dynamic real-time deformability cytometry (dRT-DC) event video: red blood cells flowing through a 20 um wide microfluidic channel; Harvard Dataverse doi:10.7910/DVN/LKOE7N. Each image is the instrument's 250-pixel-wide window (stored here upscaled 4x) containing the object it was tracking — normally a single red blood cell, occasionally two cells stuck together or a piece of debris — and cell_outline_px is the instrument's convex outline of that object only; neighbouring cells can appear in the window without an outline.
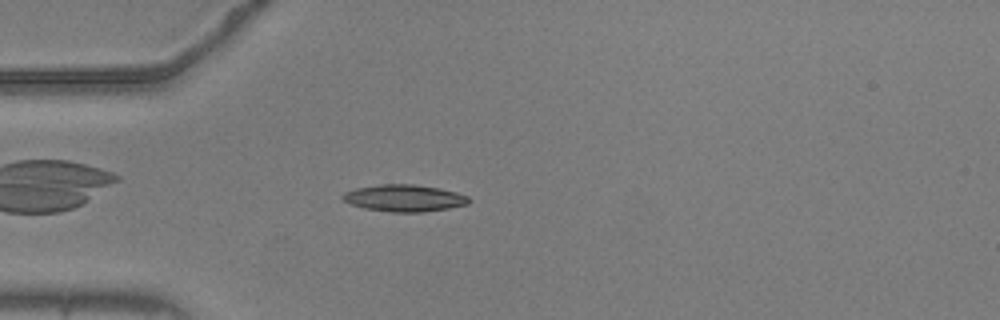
{"species": "common noctule bat (a hibernating species)", "species_latin": "Nyctalus noctula", "temperature_condition": "warm", "stored_images_in_passage": 41, "camera_frame_rate_fps": 3000, "um_per_image_px": 0.085, "animal": {"sex": "male", "body_mass_g": 20.5, "forearm_length_mm": 52.5}, "frame": {"image": 1, "passage_image": 1, "time_ms": 0.0, "image_size_px": [1000, 320], "cell_outline_px": [[472, 200], [468, 204], [448, 208], [424, 212], [392, 212], [364, 208], [352, 204], [344, 200], [340, 196], [344, 192], [356, 188], [380, 184], [412, 184], [440, 188], [456, 192], [468, 196]], "centroid_in_image_um": [34.38, 16.83], "position_along_channel_um": 50.6, "area_um2": 19.77}}
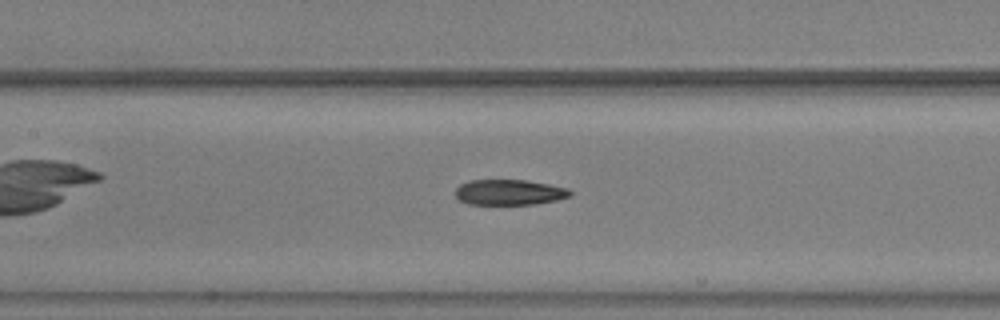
{"frame": {"image": 2, "passage_image": 11, "time_ms": 3.333, "image_size_px": [1000, 320], "cell_outline_px": [[572, 196], [556, 200], [536, 204], [468, 204], [460, 200], [452, 192], [460, 184], [468, 180], [528, 180], [568, 188], [572, 192]], "centroid_in_image_um": [43.27, 16.34], "position_along_channel_um": 164.1, "area_um2": 17.22}}
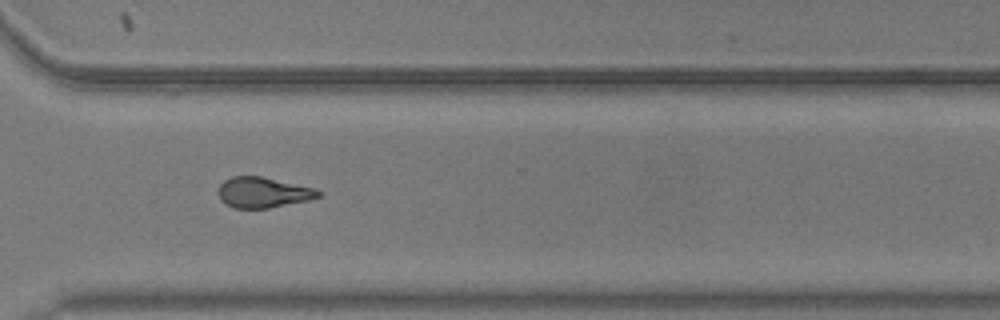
{"frame": {"image": 3, "passage_image": 26, "time_ms": 8.333, "image_size_px": [1000, 320], "cell_outline_px": [[320, 196], [308, 200], [268, 208], [236, 208], [224, 204], [220, 200], [220, 184], [224, 180], [232, 176], [260, 176], [316, 188], [320, 192]], "centroid_in_image_um": [22.35, 16.35], "position_along_channel_um": 348.2, "area_um2": 17.63}}